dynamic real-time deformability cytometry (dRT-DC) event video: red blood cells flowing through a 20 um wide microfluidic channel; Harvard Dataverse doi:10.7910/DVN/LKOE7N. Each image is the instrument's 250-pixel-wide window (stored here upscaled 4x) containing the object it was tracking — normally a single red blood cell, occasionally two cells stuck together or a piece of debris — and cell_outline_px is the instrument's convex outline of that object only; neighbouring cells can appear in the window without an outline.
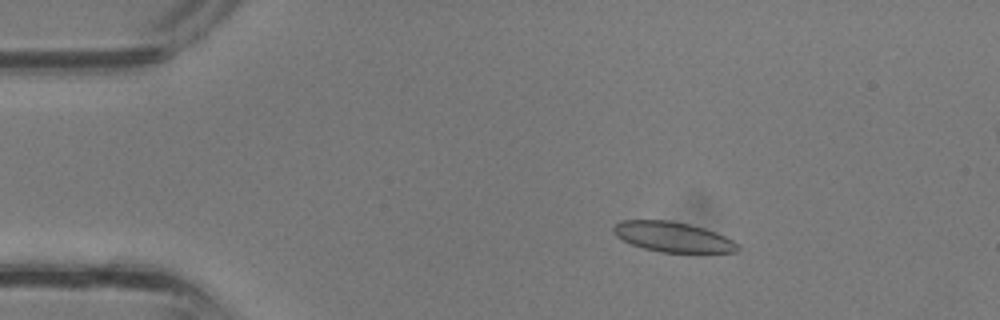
{"species": "common noctule bat (a hibernating species)", "species_latin": "Nyctalus noctula", "temperature_condition": "room temperature", "stored_images_in_passage": 38, "segment_of_instrument_passage": [1, 2], "camera_frame_rate_fps": 3000, "um_per_image_px": 0.085, "animal": {"sex": "male", "body_mass_g": 13.3}, "frame": {"image": 1, "passage_image": 7, "time_ms": 2.0, "image_size_px": [1000, 320], "cell_outline_px": [[740, 248], [736, 252], [660, 252], [644, 248], [632, 244], [616, 236], [612, 232], [612, 228], [620, 220], [668, 220], [688, 224], [704, 228], [716, 232], [740, 244]], "centroid_in_image_um": [57.19, 20.13], "position_along_channel_um": 27.8, "area_um2": 21.68}}
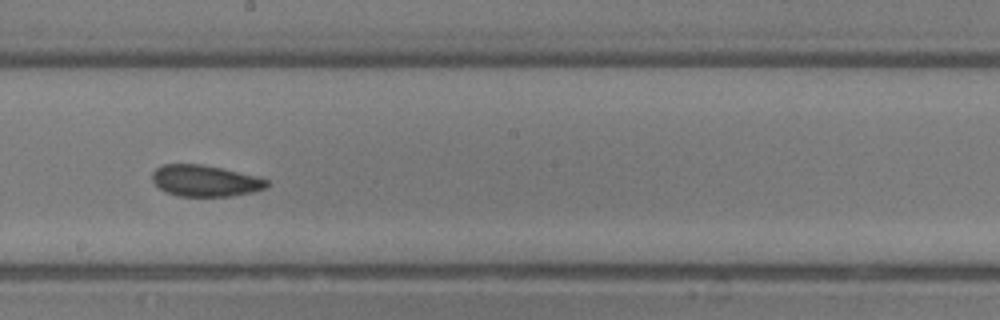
{"frame": {"image": 2, "passage_image": 21, "time_ms": 6.667, "image_size_px": [1000, 320], "cell_outline_px": [[268, 188], [252, 192], [232, 196], [176, 196], [164, 192], [152, 180], [152, 172], [156, 168], [164, 164], [200, 164], [224, 168], [256, 176], [268, 180]], "centroid_in_image_um": [17.44, 15.37], "position_along_channel_um": 230.8, "area_um2": 21.1}}
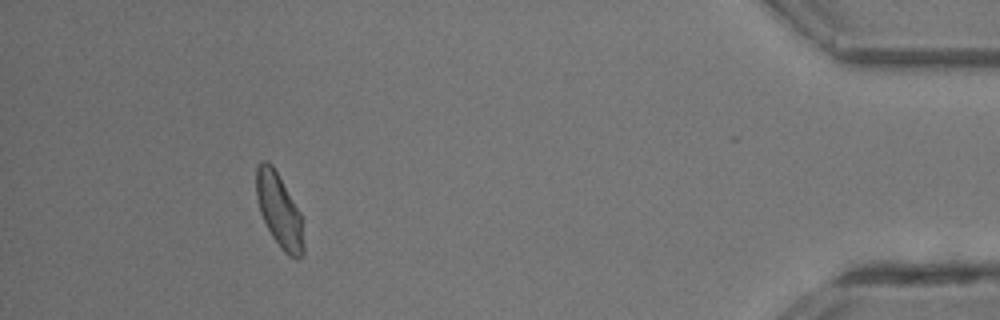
{"frame": {"image": 3, "passage_image": 34, "time_ms": 11.0, "image_size_px": [1000, 320], "cell_outline_px": [[304, 252], [296, 260], [288, 256], [284, 252], [272, 236], [260, 212], [256, 196], [256, 168], [264, 160], [268, 160], [272, 164], [300, 212], [304, 244]], "centroid_in_image_um": [23.73, 17.91], "position_along_channel_um": 411.5, "area_um2": 20.11}}